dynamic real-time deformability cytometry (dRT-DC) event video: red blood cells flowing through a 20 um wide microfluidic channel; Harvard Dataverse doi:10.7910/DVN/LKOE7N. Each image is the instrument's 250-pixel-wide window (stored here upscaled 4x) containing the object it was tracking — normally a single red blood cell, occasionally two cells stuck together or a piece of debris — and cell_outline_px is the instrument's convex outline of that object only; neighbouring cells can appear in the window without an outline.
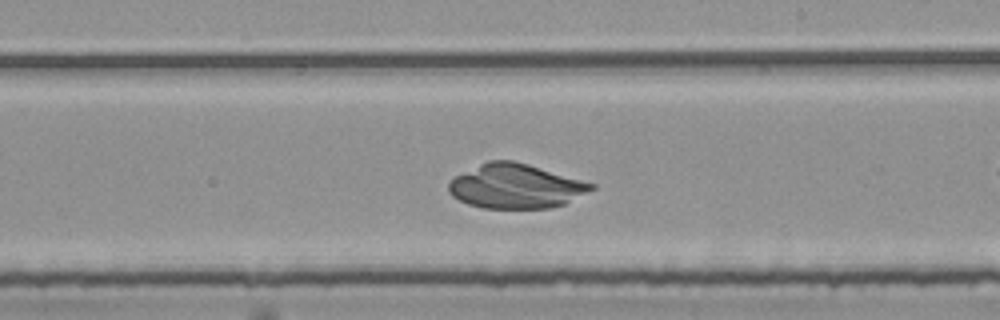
{"species": "common noctule bat (a hibernating species)", "species_latin": "Nyctalus noctula", "temperature_condition": "room temperature", "stored_images_in_passage": 29, "camera_frame_rate_fps": 3000, "um_per_image_px": 0.085, "animal": {"sex": "female", "body_mass_g": 25.1}, "frame": {"image": 1, "passage_image": 21, "time_ms": 6.667, "image_size_px": [1000, 320], "cell_outline_px": [[596, 188], [564, 204], [548, 208], [484, 208], [468, 204], [452, 196], [448, 192], [448, 184], [456, 176], [488, 160], [512, 160], [528, 164], [596, 184]], "centroid_in_image_um": [43.84, 15.83], "position_along_channel_um": 245.2, "area_um2": 36.65}}
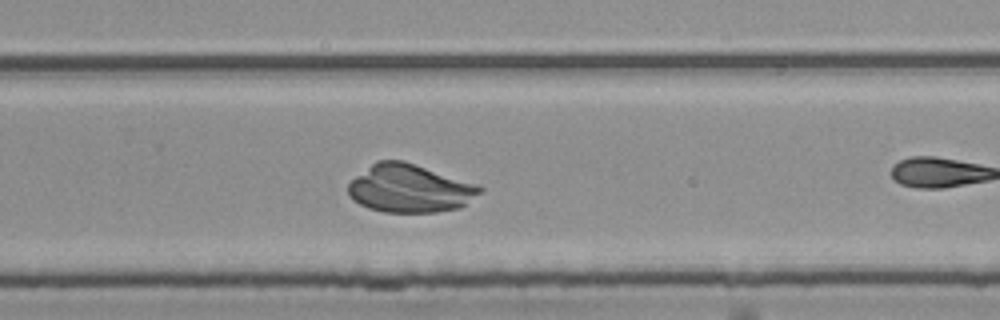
{"frame": {"image": 2, "passage_image": 25, "time_ms": 8.0, "image_size_px": [1000, 320], "cell_outline_px": [[484, 188], [480, 192], [460, 208], [436, 212], [384, 212], [368, 208], [352, 200], [348, 192], [348, 184], [356, 176], [376, 160], [404, 160], [476, 184]], "centroid_in_image_um": [34.8, 16.02], "position_along_channel_um": 295.0, "area_um2": 36.7}}